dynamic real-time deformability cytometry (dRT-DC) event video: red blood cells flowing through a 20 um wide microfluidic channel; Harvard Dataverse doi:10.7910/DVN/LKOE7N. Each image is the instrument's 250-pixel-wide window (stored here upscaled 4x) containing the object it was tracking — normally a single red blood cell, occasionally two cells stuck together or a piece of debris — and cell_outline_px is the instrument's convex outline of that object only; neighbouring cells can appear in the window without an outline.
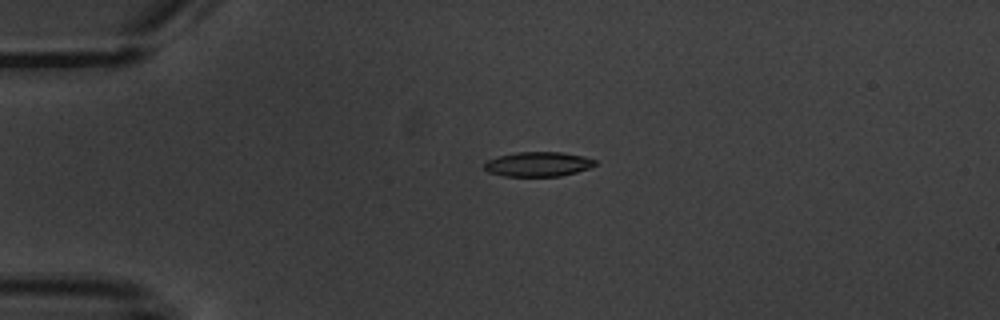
{"species": "common noctule bat (a hibernating species)", "species_latin": "Nyctalus noctula", "temperature_condition": "warm", "stored_images_in_passage": 5, "camera_frame_rate_fps": 3000, "um_per_image_px": 0.085, "animal": {"sex": "male", "body_mass_g": 20.1, "forearm_length_mm": 53.5}, "frame": {"image": 1, "passage_image": 4, "time_ms": 3.667, "image_size_px": [1000, 320], "cell_outline_px": [[596, 164], [588, 168], [576, 172], [560, 176], [504, 176], [488, 172], [484, 168], [484, 164], [488, 160], [500, 156], [516, 152], [564, 152], [584, 156], [596, 160]], "centroid_in_image_um": [45.75, 13.95], "position_along_channel_um": 39.3, "area_um2": 15.84}}